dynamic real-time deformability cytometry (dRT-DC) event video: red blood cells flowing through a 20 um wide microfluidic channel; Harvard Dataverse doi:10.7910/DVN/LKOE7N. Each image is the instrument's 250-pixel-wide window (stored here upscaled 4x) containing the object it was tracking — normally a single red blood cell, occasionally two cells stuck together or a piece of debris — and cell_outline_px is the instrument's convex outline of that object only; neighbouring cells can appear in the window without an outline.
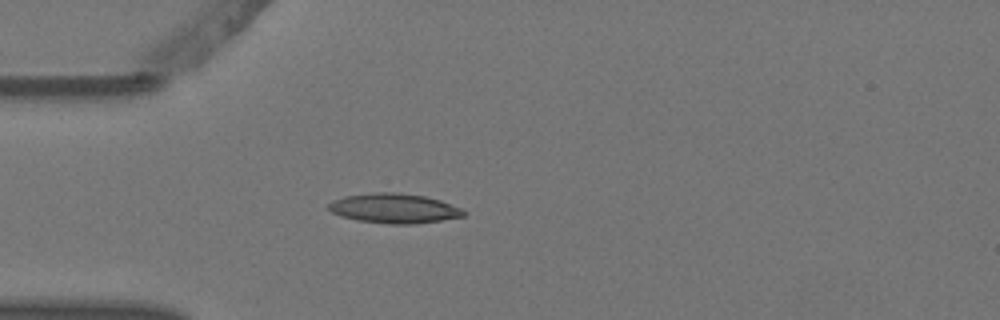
{"species": "Egyptian fruit bat (a non-hibernating species)", "species_latin": "Rousettus aegyptiacus", "temperature_condition": "warm", "stored_images_in_passage": 4, "camera_frame_rate_fps": 3000, "um_per_image_px": 0.085, "animal": {"sex": "female"}, "frame": {"image": 1, "passage_image": 4, "time_ms": 1.0, "image_size_px": [1000, 320], "cell_outline_px": [[468, 212], [464, 216], [416, 224], [388, 224], [356, 220], [340, 216], [332, 212], [328, 208], [328, 204], [332, 200], [344, 196], [372, 192], [400, 192], [424, 196], [440, 200], [460, 208]], "centroid_in_image_um": [33.48, 17.7], "position_along_channel_um": 51.5, "area_um2": 23.52}}